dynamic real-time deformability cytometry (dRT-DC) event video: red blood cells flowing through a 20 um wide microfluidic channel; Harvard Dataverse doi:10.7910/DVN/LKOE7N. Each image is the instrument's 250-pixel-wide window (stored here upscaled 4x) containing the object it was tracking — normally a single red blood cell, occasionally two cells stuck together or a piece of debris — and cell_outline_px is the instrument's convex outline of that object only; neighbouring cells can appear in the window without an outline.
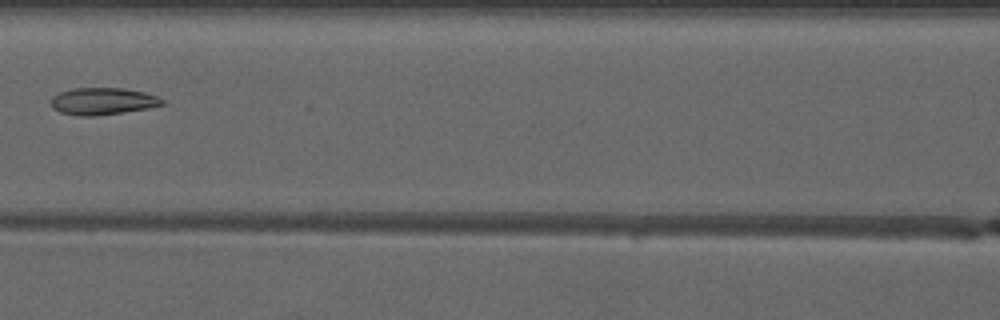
{"species": "common noctule bat (a hibernating species)", "species_latin": "Nyctalus noctula", "temperature_condition": "warm", "stored_images_in_passage": 3, "camera_frame_rate_fps": 3000, "um_per_image_px": 0.085, "animal": {"sex": "male", "forearm_length_mm": 52.5}, "frame": {"image": 1, "passage_image": 3, "time_ms": 2.333, "image_size_px": [1000, 320], "cell_outline_px": [[164, 104], [148, 108], [92, 116], [80, 116], [60, 112], [52, 108], [52, 96], [60, 92], [72, 88], [124, 88], [144, 92], [156, 96], [164, 100]], "centroid_in_image_um": [8.71, 8.59], "position_along_channel_um": 157.9, "area_um2": 17.34}}